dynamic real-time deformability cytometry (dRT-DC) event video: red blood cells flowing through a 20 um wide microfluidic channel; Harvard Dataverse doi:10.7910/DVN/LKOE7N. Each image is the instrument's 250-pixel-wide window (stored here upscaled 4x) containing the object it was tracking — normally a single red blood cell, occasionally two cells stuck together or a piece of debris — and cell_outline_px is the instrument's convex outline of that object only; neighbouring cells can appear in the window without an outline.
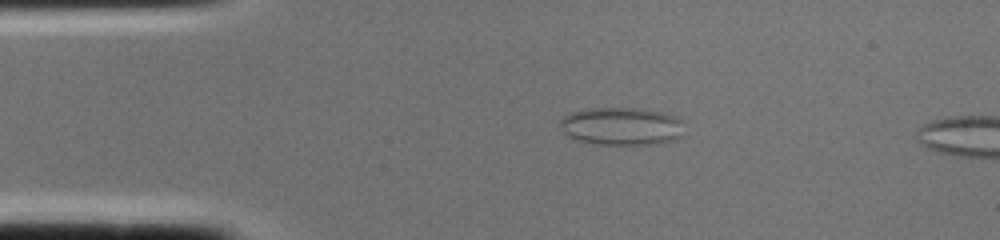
{"species": "common noctule bat (a hibernating species)", "species_latin": "Nyctalus noctula", "temperature_condition": "cold", "stored_images_in_passage": 2, "camera_frame_rate_fps": 3000, "um_per_image_px": 0.085, "animal": {"sex": "female", "body_mass_g": 22.0, "forearm_length_mm": 56.7}, "frame": {"image": 1, "passage_image": 1, "time_ms": 0.0, "image_size_px": [1000, 240], "cell_outline_px": [[684, 136], [676, 140], [656, 144], [596, 144], [580, 140], [568, 136], [560, 128], [560, 120], [564, 116], [572, 112], [592, 108], [644, 108], [676, 116], [680, 120]], "centroid_in_image_um": [52.86, 10.73], "position_along_channel_um": 32.1, "area_um2": 27.46}}